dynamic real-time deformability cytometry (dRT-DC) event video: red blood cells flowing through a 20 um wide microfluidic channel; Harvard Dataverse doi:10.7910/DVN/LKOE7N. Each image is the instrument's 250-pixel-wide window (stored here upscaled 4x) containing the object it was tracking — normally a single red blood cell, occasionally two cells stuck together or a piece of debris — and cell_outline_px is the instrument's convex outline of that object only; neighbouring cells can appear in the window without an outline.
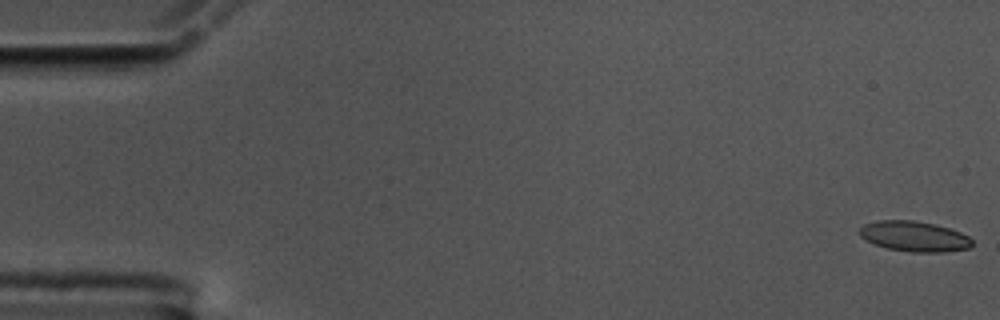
{"species": "common noctule bat (a hibernating species)", "species_latin": "Nyctalus noctula", "temperature_condition": "cold", "stored_images_in_passage": 38, "camera_frame_rate_fps": 3000, "um_per_image_px": 0.085, "animal": {"sex": "male", "body_mass_g": 17.5, "forearm_length_mm": 52.3}, "frame": {"image": 1, "passage_image": 1, "time_ms": 0.0, "image_size_px": [1000, 320], "cell_outline_px": [[972, 244], [968, 248], [944, 252], [912, 252], [888, 248], [872, 244], [864, 240], [860, 236], [860, 228], [864, 224], [876, 220], [912, 220], [936, 224], [960, 232], [968, 236], [972, 240]], "centroid_in_image_um": [77.68, 20.08], "position_along_channel_um": 7.3, "area_um2": 19.94}}
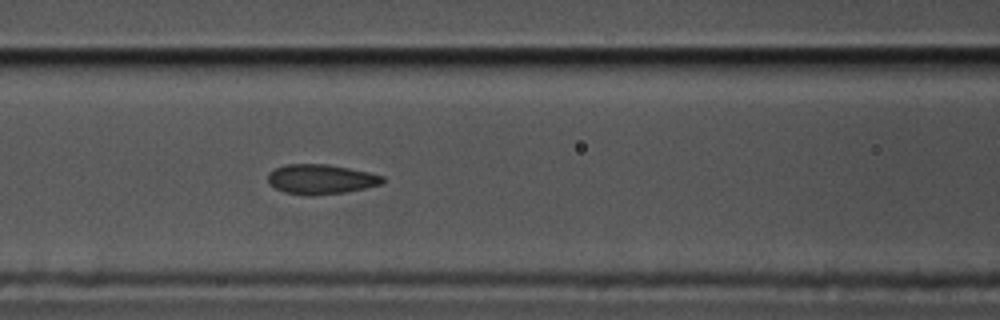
{"frame": {"image": 2, "passage_image": 24, "time_ms": 7.667, "image_size_px": [1000, 320], "cell_outline_px": [[384, 180], [380, 184], [364, 188], [344, 192], [312, 196], [284, 192], [276, 188], [268, 180], [268, 172], [284, 164], [328, 164], [368, 172], [384, 176]], "centroid_in_image_um": [27.26, 15.23], "position_along_channel_um": 139.3, "area_um2": 19.71}}
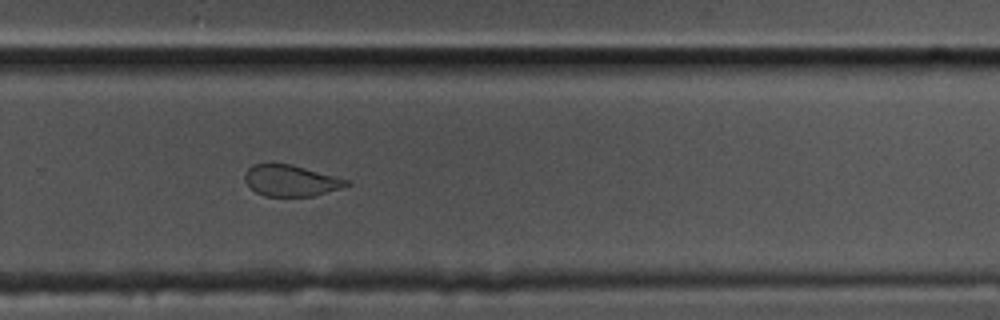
{"frame": {"image": 3, "passage_image": 38, "time_ms": 12.333, "image_size_px": [1000, 320], "cell_outline_px": [[352, 184], [340, 188], [312, 196], [264, 196], [256, 192], [244, 180], [244, 172], [252, 164], [288, 164], [352, 180]], "centroid_in_image_um": [24.73, 15.35], "position_along_channel_um": 305.1, "area_um2": 18.38}}